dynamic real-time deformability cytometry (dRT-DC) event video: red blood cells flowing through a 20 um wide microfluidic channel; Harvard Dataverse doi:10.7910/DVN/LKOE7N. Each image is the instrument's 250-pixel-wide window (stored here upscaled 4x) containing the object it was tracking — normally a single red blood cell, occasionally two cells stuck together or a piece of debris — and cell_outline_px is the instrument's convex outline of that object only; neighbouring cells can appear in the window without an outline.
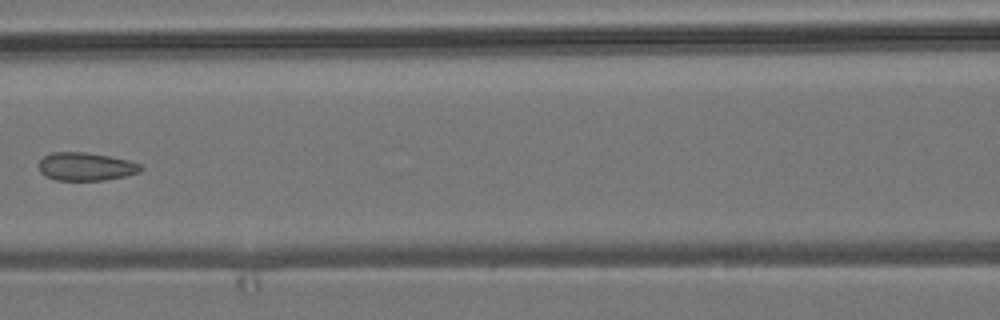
{"species": "common noctule bat (a hibernating species)", "species_latin": "Nyctalus noctula", "temperature_condition": "room temperature", "stored_images_in_passage": 6, "camera_frame_rate_fps": 3000, "um_per_image_px": 0.085, "animal": {"sex": "male", "body_mass_g": 19.2, "forearm_length_mm": 51.8}, "frame": {"image": 1, "passage_image": 6, "time_ms": 6.667, "image_size_px": [1000, 320], "cell_outline_px": [[144, 168], [140, 172], [124, 176], [104, 180], [56, 180], [44, 176], [40, 172], [40, 160], [44, 156], [52, 152], [84, 152], [108, 156], [128, 160], [140, 164]], "centroid_in_image_um": [7.29, 14.16], "position_along_channel_um": 159.3, "area_um2": 16.65}}